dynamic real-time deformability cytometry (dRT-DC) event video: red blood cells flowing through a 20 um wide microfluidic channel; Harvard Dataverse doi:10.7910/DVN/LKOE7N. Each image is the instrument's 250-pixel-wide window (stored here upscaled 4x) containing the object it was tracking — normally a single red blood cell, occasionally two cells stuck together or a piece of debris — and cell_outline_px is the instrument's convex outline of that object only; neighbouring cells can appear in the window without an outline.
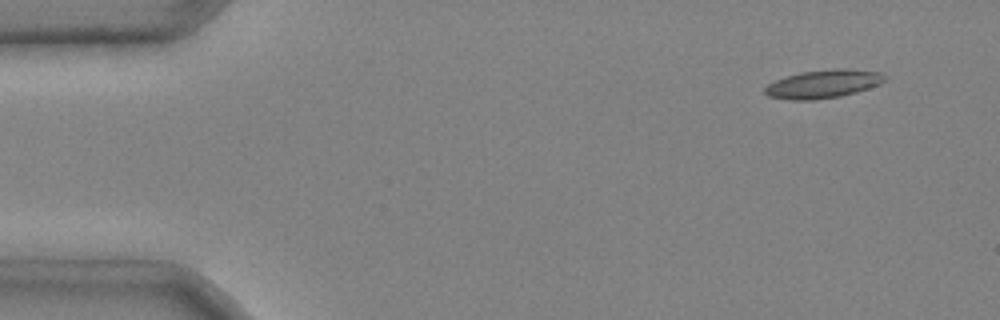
{"species": "common noctule bat (a hibernating species)", "species_latin": "Nyctalus noctula", "temperature_condition": "cold", "stored_images_in_passage": 3, "segment_of_instrument_passage": [2, 2], "camera_frame_rate_fps": 3000, "um_per_image_px": 0.085, "animal": {"sex": "male", "body_mass_g": 20.4}, "frame": {"image": 1, "passage_image": 3, "time_ms": 0.667, "image_size_px": [1000, 320], "cell_outline_px": [[888, 80], [880, 84], [856, 92], [840, 96], [816, 100], [788, 100], [768, 96], [764, 92], [764, 88], [768, 84], [784, 76], [800, 72], [836, 68], [844, 68], [880, 72], [888, 76]], "centroid_in_image_um": [69.99, 7.13], "position_along_channel_um": 15.0, "area_um2": 20.06}}